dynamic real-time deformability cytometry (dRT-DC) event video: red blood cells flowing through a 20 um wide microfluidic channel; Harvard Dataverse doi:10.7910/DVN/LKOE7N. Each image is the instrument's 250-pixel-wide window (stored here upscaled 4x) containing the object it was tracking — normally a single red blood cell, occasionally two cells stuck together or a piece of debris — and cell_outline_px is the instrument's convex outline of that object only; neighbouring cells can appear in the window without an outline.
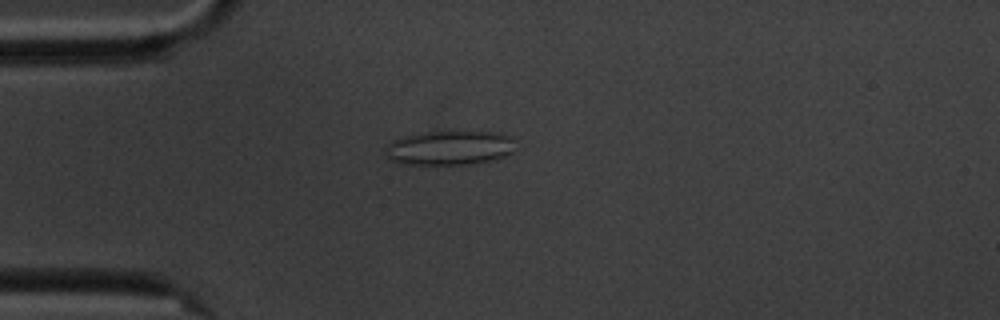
{"species": "common noctule bat (a hibernating species)", "species_latin": "Nyctalus noctula", "temperature_condition": "cold", "stored_images_in_passage": 10, "camera_frame_rate_fps": 3000, "um_per_image_px": 0.085, "animal": {"sex": "male", "body_mass_g": 20.1, "forearm_length_mm": 53.5}, "frame": {"image": 1, "passage_image": 5, "time_ms": 4.667, "image_size_px": [1000, 320], "cell_outline_px": [[512, 152], [496, 160], [468, 164], [404, 164], [392, 160], [384, 152], [384, 148], [392, 140], [404, 136], [424, 132], [496, 132], [512, 136]], "centroid_in_image_um": [38.19, 12.57], "position_along_channel_um": 46.8, "area_um2": 25.89}}
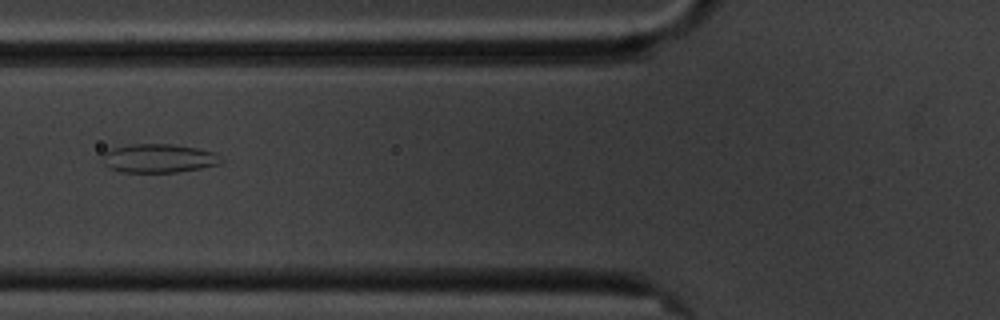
{"frame": {"image": 2, "passage_image": 7, "time_ms": 7.0, "image_size_px": [1000, 320], "cell_outline_px": [[224, 164], [176, 172], [120, 172], [108, 168], [104, 164], [104, 152], [112, 148], [132, 144], [172, 144], [196, 148], [216, 152], [224, 160]], "centroid_in_image_um": [13.54, 13.46], "position_along_channel_um": 112.3, "area_um2": 20.0}}
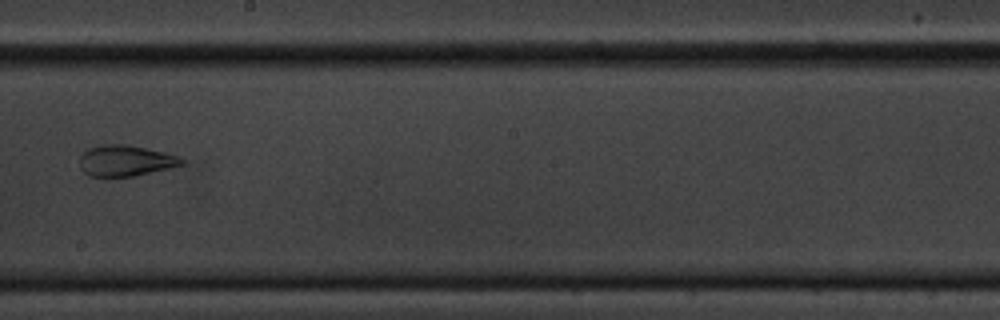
{"frame": {"image": 3, "passage_image": 10, "time_ms": 10.667, "image_size_px": [1000, 320], "cell_outline_px": [[184, 164], [168, 168], [132, 176], [88, 176], [80, 168], [80, 156], [88, 148], [104, 144], [124, 144], [164, 152], [176, 156], [184, 160]], "centroid_in_image_um": [10.62, 13.65], "position_along_channel_um": 237.6, "area_um2": 18.09}}